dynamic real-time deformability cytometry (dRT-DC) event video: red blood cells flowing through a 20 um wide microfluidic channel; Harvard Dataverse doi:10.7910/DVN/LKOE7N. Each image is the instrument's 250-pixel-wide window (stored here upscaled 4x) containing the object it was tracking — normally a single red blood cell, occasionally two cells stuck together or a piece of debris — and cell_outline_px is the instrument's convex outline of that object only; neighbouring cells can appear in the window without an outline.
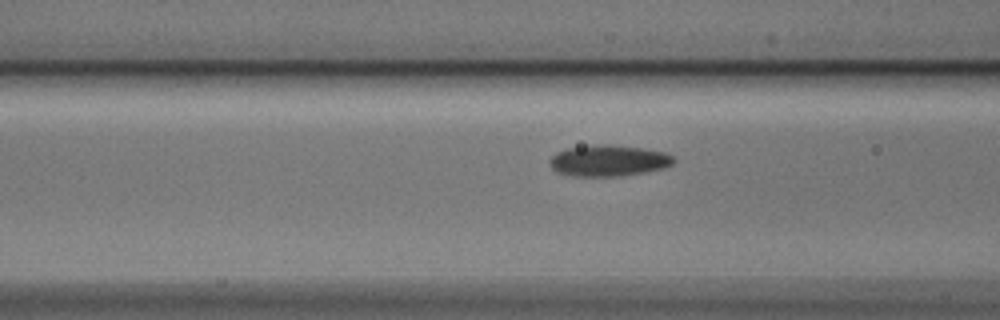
{"species": "Egyptian fruit bat (a non-hibernating species)", "species_latin": "Rousettus aegyptiacus", "temperature_condition": "cold", "stored_images_in_passage": 19, "camera_frame_rate_fps": 3000, "um_per_image_px": 0.085, "animal": {"sex": "male"}, "frame": {"image": 1, "passage_image": 16, "time_ms": 5.0, "image_size_px": [1000, 320], "cell_outline_px": [[676, 160], [672, 164], [664, 168], [644, 172], [616, 176], [576, 176], [560, 172], [552, 168], [552, 156], [556, 152], [568, 148], [592, 144], [608, 144], [644, 148], [668, 152]], "centroid_in_image_um": [51.79, 13.63], "position_along_channel_um": 114.8, "area_um2": 22.43}}